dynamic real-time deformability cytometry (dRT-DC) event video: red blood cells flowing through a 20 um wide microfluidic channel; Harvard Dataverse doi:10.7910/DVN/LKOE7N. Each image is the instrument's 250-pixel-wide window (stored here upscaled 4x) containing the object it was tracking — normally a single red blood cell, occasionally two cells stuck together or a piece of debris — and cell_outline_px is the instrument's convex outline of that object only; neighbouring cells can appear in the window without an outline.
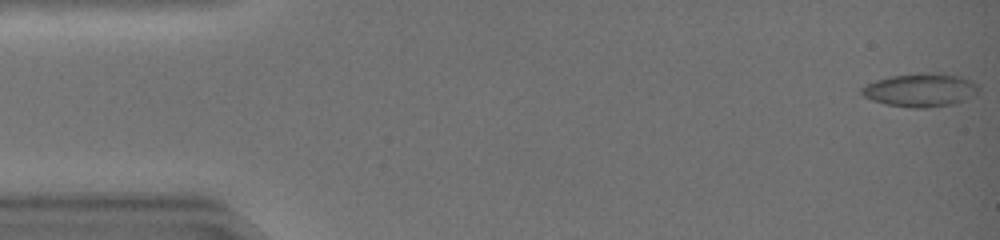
{"species": "common noctule bat (a hibernating species)", "species_latin": "Nyctalus noctula", "temperature_condition": "warm", "stored_images_in_passage": 44, "segment_of_instrument_passage": [1, 2], "camera_frame_rate_fps": 3000, "um_per_image_px": 0.085, "animal": {"sex": "female", "body_mass_g": 19.0, "forearm_length_mm": 51.5}, "frame": {"image": 1, "passage_image": 1, "time_ms": 0.0, "image_size_px": [1000, 240], "cell_outline_px": [[980, 88], [976, 92], [964, 100], [956, 104], [924, 108], [912, 108], [888, 104], [872, 100], [864, 96], [860, 92], [860, 88], [864, 84], [888, 76], [920, 72], [944, 72], [960, 76], [972, 80]], "centroid_in_image_um": [78.23, 7.62], "position_along_channel_um": 6.8, "area_um2": 23.12}}
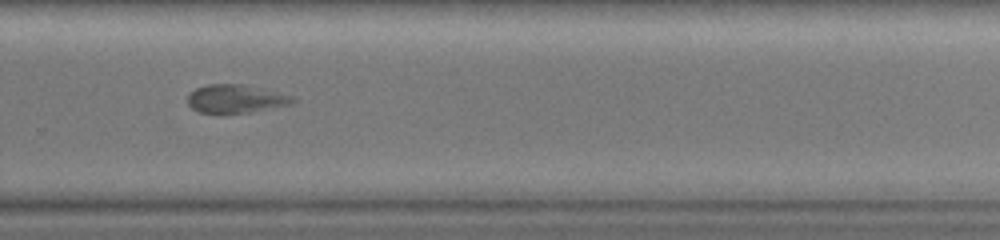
{"frame": {"image": 2, "passage_image": 32, "time_ms": 10.333, "image_size_px": [1000, 240], "cell_outline_px": [[296, 100], [292, 104], [248, 112], [200, 112], [192, 108], [188, 104], [188, 96], [196, 88], [208, 84], [244, 84], [292, 96]], "centroid_in_image_um": [20.03, 8.38], "position_along_channel_um": 309.8, "area_um2": 16.88}}
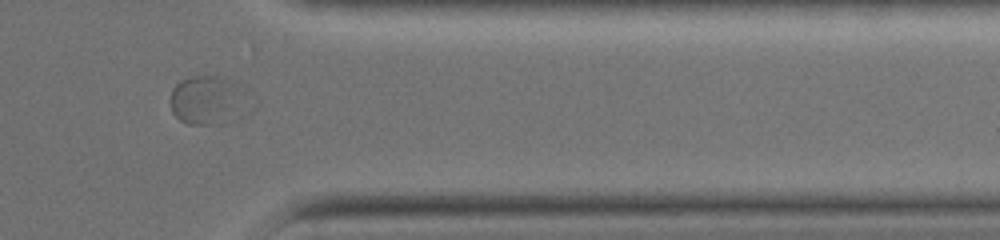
{"frame": {"image": 3, "passage_image": 38, "time_ms": 12.333, "image_size_px": [1000, 240], "cell_outline_px": [[252, 92], [240, 116], [224, 124], [188, 124], [180, 120], [172, 112], [172, 88], [180, 80], [192, 76], [220, 76], [236, 80], [248, 88]], "centroid_in_image_um": [17.76, 8.48], "position_along_channel_um": 393.6, "area_um2": 23.0}}